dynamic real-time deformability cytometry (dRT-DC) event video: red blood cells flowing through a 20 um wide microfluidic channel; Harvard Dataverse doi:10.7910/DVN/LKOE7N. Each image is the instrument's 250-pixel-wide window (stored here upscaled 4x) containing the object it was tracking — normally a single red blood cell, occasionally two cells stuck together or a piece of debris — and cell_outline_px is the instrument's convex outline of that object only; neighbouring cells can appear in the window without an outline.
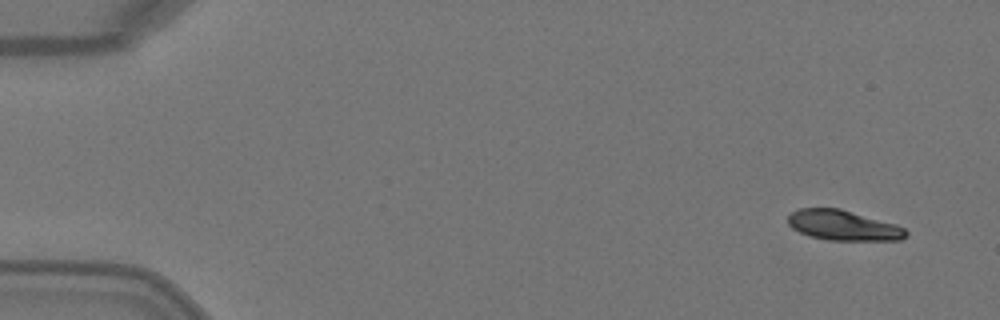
{"species": "Egyptian fruit bat (a non-hibernating species)", "species_latin": "Rousettus aegyptiacus", "temperature_condition": "warm", "stored_images_in_passage": 5, "camera_frame_rate_fps": 3000, "um_per_image_px": 0.085, "animal": {"sex": "female"}, "frame": {"image": 1, "passage_image": 1, "time_ms": 0.0, "image_size_px": [1000, 320], "cell_outline_px": [[908, 236], [900, 240], [828, 240], [812, 236], [800, 232], [792, 228], [788, 224], [788, 216], [792, 212], [800, 208], [840, 208], [896, 224], [904, 228], [908, 232]], "centroid_in_image_um": [71.7, 19.15], "position_along_channel_um": 13.3, "area_um2": 20.69}}
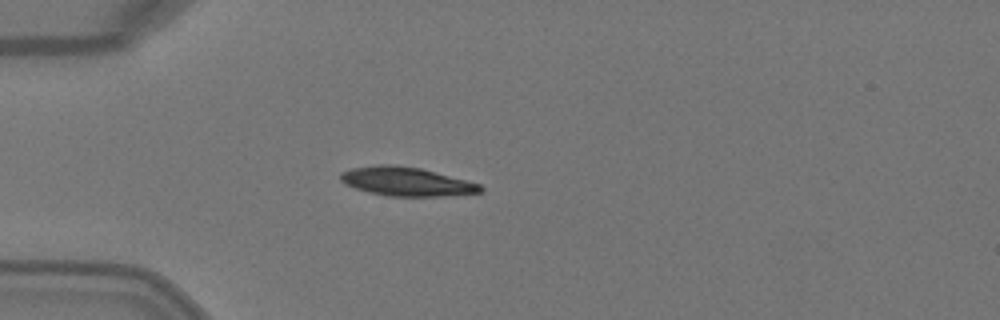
{"frame": {"image": 2, "passage_image": 4, "time_ms": 1.0, "image_size_px": [1000, 320], "cell_outline_px": [[484, 188], [480, 192], [436, 196], [388, 196], [368, 192], [356, 188], [340, 180], [340, 172], [352, 168], [380, 164], [396, 164], [420, 168], [480, 184]], "centroid_in_image_um": [34.5, 15.42], "position_along_channel_um": 50.5, "area_um2": 23.18}}